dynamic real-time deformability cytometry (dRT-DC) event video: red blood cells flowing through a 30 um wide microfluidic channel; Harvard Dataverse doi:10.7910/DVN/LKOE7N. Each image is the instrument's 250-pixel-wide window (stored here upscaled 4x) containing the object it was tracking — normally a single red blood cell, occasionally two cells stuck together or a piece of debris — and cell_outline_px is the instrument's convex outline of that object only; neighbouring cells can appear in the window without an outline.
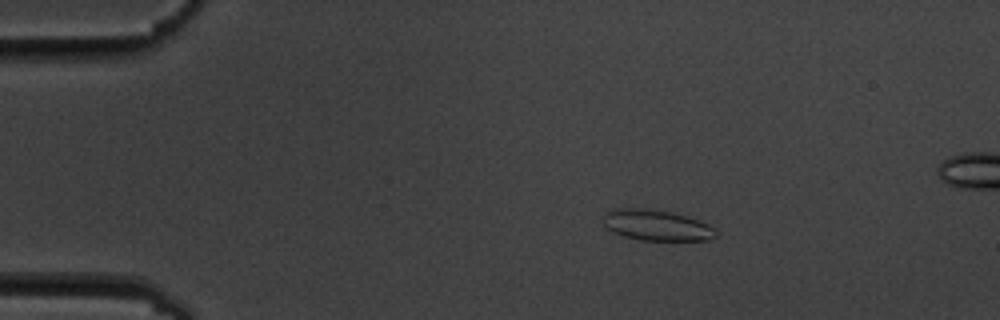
{"species": "common noctule bat (a hibernating species)", "species_latin": "Nyctalus noctula", "temperature_condition": "cold", "stored_images_in_passage": 7, "camera_frame_rate_fps": 3000, "um_per_image_px": 0.085, "animal": {"sex": "male", "body_mass_g": 19.5, "forearm_length_mm": 54.6}, "frame": {"image": 1, "passage_image": 4, "time_ms": 3.333, "image_size_px": [1000, 320], "cell_outline_px": [[716, 236], [708, 240], [640, 240], [624, 236], [604, 228], [600, 220], [612, 208], [644, 208], [672, 212], [688, 216], [712, 228], [716, 232]], "centroid_in_image_um": [55.71, 19.14], "position_along_channel_um": 29.3, "area_um2": 20.17}}